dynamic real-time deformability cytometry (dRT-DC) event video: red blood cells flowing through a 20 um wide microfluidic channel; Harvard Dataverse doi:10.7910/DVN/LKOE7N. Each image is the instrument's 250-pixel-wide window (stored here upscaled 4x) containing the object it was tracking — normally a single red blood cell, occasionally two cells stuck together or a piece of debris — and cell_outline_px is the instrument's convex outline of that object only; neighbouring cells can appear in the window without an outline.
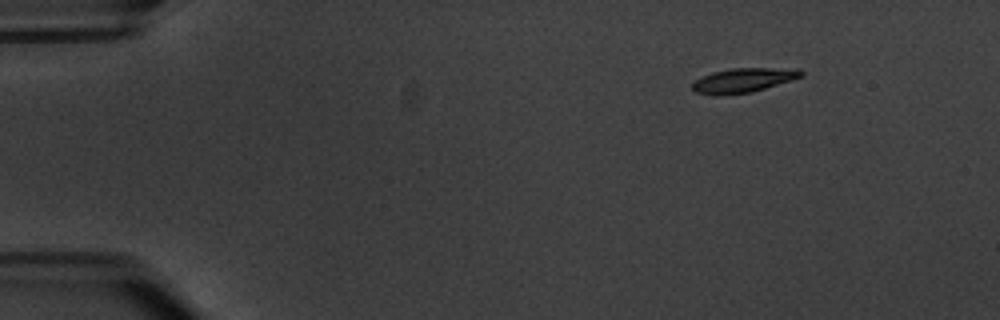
{"species": "common noctule bat (a hibernating species)", "species_latin": "Nyctalus noctula", "temperature_condition": "warm", "stored_images_in_passage": 6, "segment_of_instrument_passage": [2, 2], "camera_frame_rate_fps": 3000, "um_per_image_px": 0.085, "animal": {"sex": "male", "body_mass_g": 20.1, "forearm_length_mm": 53.5}, "frame": {"image": 1, "passage_image": 6, "time_ms": 6.667, "image_size_px": [1000, 320], "cell_outline_px": [[804, 76], [752, 92], [716, 96], [712, 96], [696, 92], [692, 88], [692, 84], [696, 80], [712, 72], [732, 68], [796, 68], [804, 72]], "centroid_in_image_um": [63.19, 6.82], "position_along_channel_um": 21.8, "area_um2": 15.49}}